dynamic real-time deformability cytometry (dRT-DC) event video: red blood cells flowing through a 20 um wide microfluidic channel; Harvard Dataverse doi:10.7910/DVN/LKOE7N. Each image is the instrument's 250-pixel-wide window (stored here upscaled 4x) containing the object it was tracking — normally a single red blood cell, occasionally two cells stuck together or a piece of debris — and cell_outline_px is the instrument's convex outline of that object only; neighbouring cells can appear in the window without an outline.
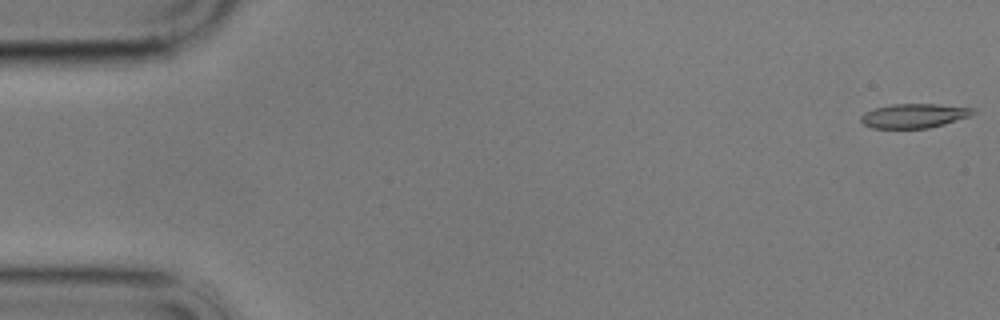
{"species": "common noctule bat (a hibernating species)", "species_latin": "Nyctalus noctula", "temperature_condition": "cold", "stored_images_in_passage": 57, "camera_frame_rate_fps": 3000, "um_per_image_px": 0.085, "animal": {"sex": "male", "body_mass_g": 17.9}, "frame": {"image": 1, "passage_image": 1, "time_ms": 0.0, "image_size_px": [1000, 320], "cell_outline_px": [[976, 112], [972, 116], [944, 124], [928, 128], [872, 128], [864, 124], [860, 120], [860, 116], [864, 112], [876, 108], [892, 104], [940, 104], [976, 108]], "centroid_in_image_um": [77.74, 9.83], "position_along_channel_um": 7.3, "area_um2": 16.01}}
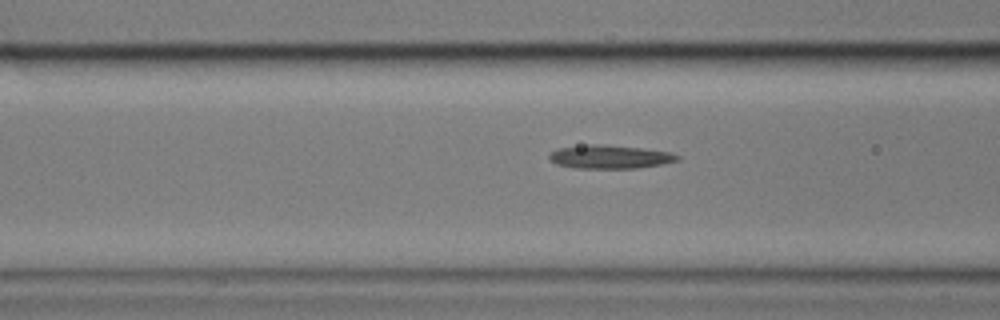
{"frame": {"image": 2, "passage_image": 22, "time_ms": 7.0, "image_size_px": [1000, 320], "cell_outline_px": [[680, 160], [660, 164], [636, 168], [576, 168], [556, 164], [548, 160], [548, 156], [556, 148], [588, 144], [604, 144], [640, 148], [672, 152], [680, 156]], "centroid_in_image_um": [51.81, 13.32], "position_along_channel_um": 114.8, "area_um2": 17.63}}
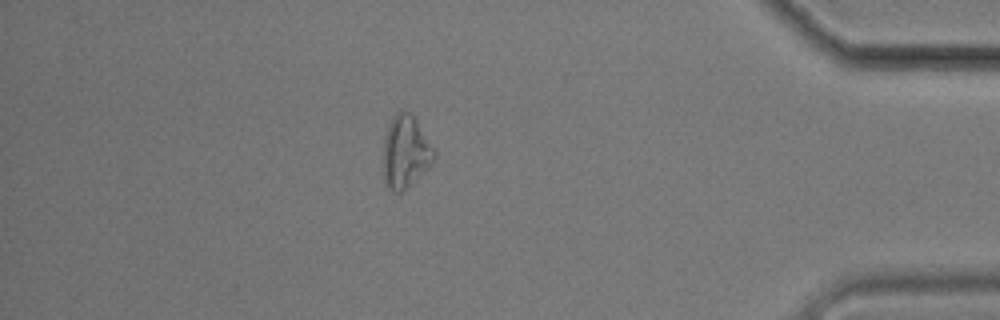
{"frame": {"image": 3, "passage_image": 50, "time_ms": 16.333, "image_size_px": [1000, 320], "cell_outline_px": [[436, 156], [428, 168], [400, 192], [392, 192], [388, 188], [384, 180], [384, 136], [388, 124], [392, 116], [400, 108], [408, 112], [416, 120], [436, 152]], "centroid_in_image_um": [34.45, 12.87], "position_along_channel_um": 400.7, "area_um2": 21.27}}